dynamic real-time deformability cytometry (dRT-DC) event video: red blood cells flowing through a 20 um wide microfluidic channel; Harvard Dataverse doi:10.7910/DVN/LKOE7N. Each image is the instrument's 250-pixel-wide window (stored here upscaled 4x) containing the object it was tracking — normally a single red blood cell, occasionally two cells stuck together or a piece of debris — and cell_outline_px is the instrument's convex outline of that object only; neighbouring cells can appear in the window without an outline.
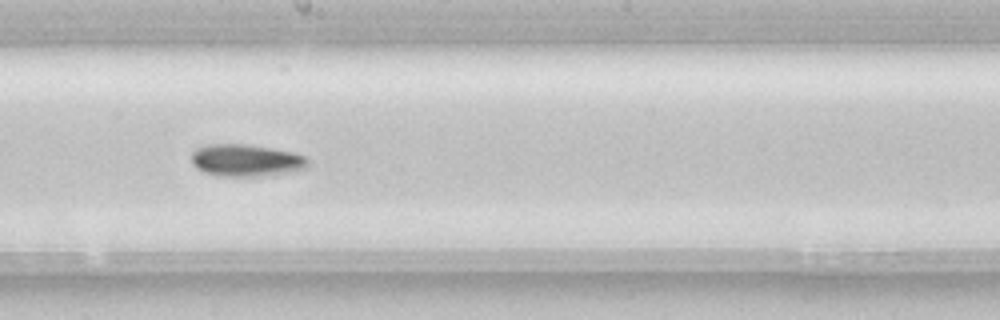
{"species": "common noctule bat (a hibernating species)", "species_latin": "Nyctalus noctula", "temperature_condition": "room temperature", "stored_images_in_passage": 37, "camera_frame_rate_fps": 3000, "um_per_image_px": 0.085, "animal": {"sex": "female", "body_mass_g": 22.7, "forearm_length_mm": 54.2}, "frame": {"image": 1, "passage_image": 16, "time_ms": 5.0, "image_size_px": [1000, 320], "cell_outline_px": [[308, 168], [296, 172], [276, 176], [220, 176], [204, 172], [196, 168], [192, 164], [192, 152], [196, 148], [208, 144], [244, 144], [292, 152], [304, 156], [308, 160]], "centroid_in_image_um": [20.95, 13.66], "position_along_channel_um": 227.2, "area_um2": 22.14}, "authors_computed_cell_mechanics": {"area_um2": 21.2704, "velocity_mm_per_s": 3.9189, "shape_relaxation_time_tau1_ms": 4.5572, "shape_relaxation_time_tau2_ms": null, "deformation_change_tau1": 0.0978, "deformation_change_tau2": null}}